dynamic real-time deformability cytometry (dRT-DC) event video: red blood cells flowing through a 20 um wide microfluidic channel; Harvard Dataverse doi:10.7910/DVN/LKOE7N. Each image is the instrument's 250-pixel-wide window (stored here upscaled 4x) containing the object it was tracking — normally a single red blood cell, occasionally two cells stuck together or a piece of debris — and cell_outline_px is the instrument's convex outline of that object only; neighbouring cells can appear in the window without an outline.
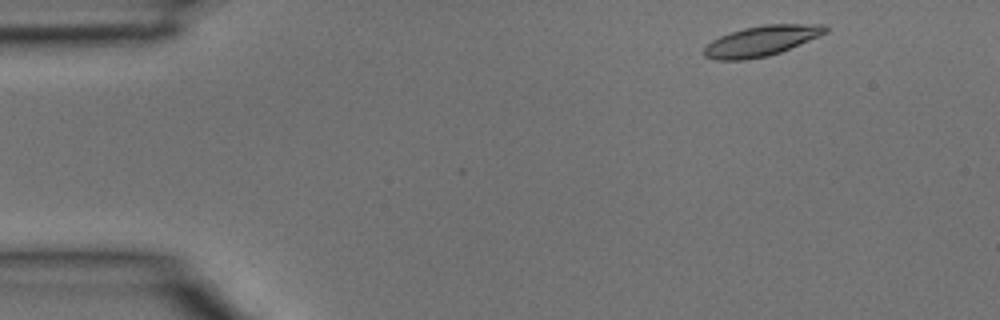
{"species": "common noctule bat (a hibernating species)", "species_latin": "Nyctalus noctula", "temperature_condition": "room temperature", "stored_images_in_passage": 36, "camera_frame_rate_fps": 3000, "um_per_image_px": 0.085, "animal": {"sex": "male", "body_mass_g": 15.6}, "frame": {"image": 1, "passage_image": 2, "time_ms": 0.333, "image_size_px": [1000, 320], "cell_outline_px": [[828, 32], [820, 36], [780, 52], [768, 56], [744, 60], [716, 60], [704, 56], [704, 48], [712, 40], [720, 36], [744, 28], [768, 24], [824, 24], [828, 28]], "centroid_in_image_um": [64.74, 3.48], "position_along_channel_um": 20.3, "area_um2": 21.33}}
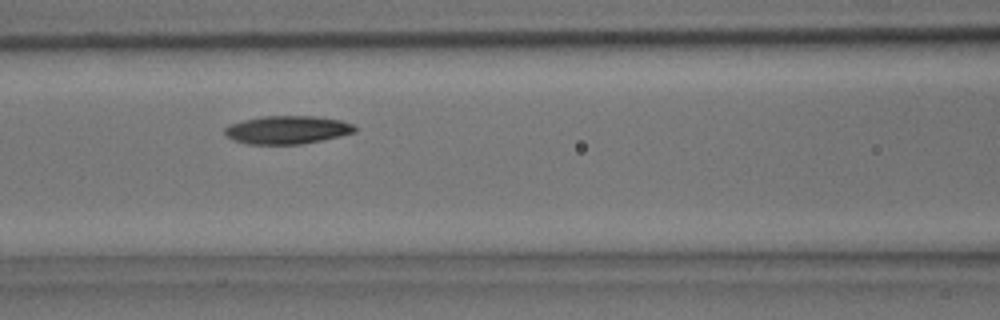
{"frame": {"image": 2, "passage_image": 14, "time_ms": 4.333, "image_size_px": [1000, 320], "cell_outline_px": [[356, 132], [324, 140], [300, 144], [248, 144], [232, 140], [224, 132], [224, 128], [228, 124], [244, 120], [264, 116], [316, 116], [340, 120], [352, 124], [356, 128]], "centroid_in_image_um": [24.41, 11.04], "position_along_channel_um": 142.2, "area_um2": 21.39}}
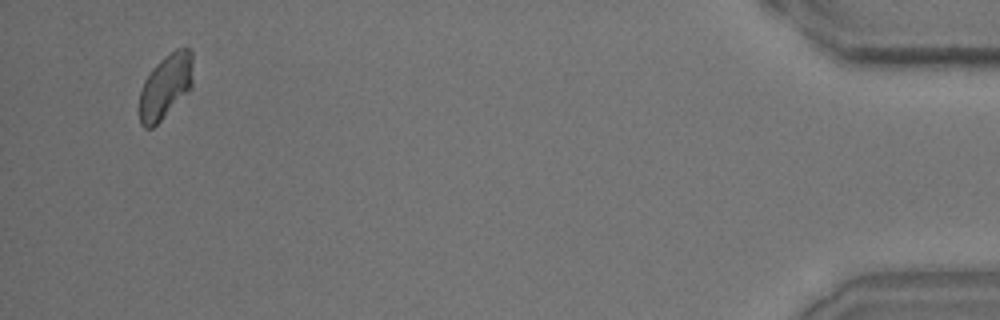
{"frame": {"image": 3, "passage_image": 35, "time_ms": 11.333, "image_size_px": [1000, 320], "cell_outline_px": [[192, 88], [152, 128], [144, 128], [140, 124], [140, 92], [144, 80], [152, 68], [164, 56], [176, 48], [188, 48], [192, 52]], "centroid_in_image_um": [14.07, 7.32], "position_along_channel_um": 421.1, "area_um2": 20.0}}